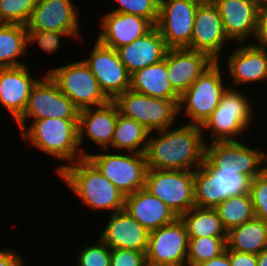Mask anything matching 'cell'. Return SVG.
<instances>
[{
  "label": "cell",
  "mask_w": 267,
  "mask_h": 266,
  "mask_svg": "<svg viewBox=\"0 0 267 266\" xmlns=\"http://www.w3.org/2000/svg\"><path fill=\"white\" fill-rule=\"evenodd\" d=\"M182 122V126L179 122L150 132L145 152L147 168L194 171L203 165L206 142L201 127Z\"/></svg>",
  "instance_id": "6da1fadb"
},
{
  "label": "cell",
  "mask_w": 267,
  "mask_h": 266,
  "mask_svg": "<svg viewBox=\"0 0 267 266\" xmlns=\"http://www.w3.org/2000/svg\"><path fill=\"white\" fill-rule=\"evenodd\" d=\"M16 124L20 128L19 138L24 142L23 147H36L35 150L54 160L65 162L56 165V174L67 165L84 158L78 142V118H46Z\"/></svg>",
  "instance_id": "7a4b0ae2"
},
{
  "label": "cell",
  "mask_w": 267,
  "mask_h": 266,
  "mask_svg": "<svg viewBox=\"0 0 267 266\" xmlns=\"http://www.w3.org/2000/svg\"><path fill=\"white\" fill-rule=\"evenodd\" d=\"M56 175L89 210L111 214L125 208V195L87 157L67 165Z\"/></svg>",
  "instance_id": "3957f363"
},
{
  "label": "cell",
  "mask_w": 267,
  "mask_h": 266,
  "mask_svg": "<svg viewBox=\"0 0 267 266\" xmlns=\"http://www.w3.org/2000/svg\"><path fill=\"white\" fill-rule=\"evenodd\" d=\"M244 89L228 87L222 95L217 108L200 126L206 144L209 141L246 140L247 138H243V136L249 130H253L251 129V127H254L252 124L260 123L256 119L258 115L256 114L257 109L254 107V100L252 101L250 98L249 95L251 94L248 93V89L246 90V87ZM206 131L209 134H206Z\"/></svg>",
  "instance_id": "277c9868"
},
{
  "label": "cell",
  "mask_w": 267,
  "mask_h": 266,
  "mask_svg": "<svg viewBox=\"0 0 267 266\" xmlns=\"http://www.w3.org/2000/svg\"><path fill=\"white\" fill-rule=\"evenodd\" d=\"M222 69L223 67L221 68L220 63L216 61L180 95L179 118L182 116L186 119L187 117L186 123L201 126L214 112L222 95L229 87L226 81L228 79Z\"/></svg>",
  "instance_id": "5b68a950"
},
{
  "label": "cell",
  "mask_w": 267,
  "mask_h": 266,
  "mask_svg": "<svg viewBox=\"0 0 267 266\" xmlns=\"http://www.w3.org/2000/svg\"><path fill=\"white\" fill-rule=\"evenodd\" d=\"M250 180L234 167L214 168L206 160L194 170L195 206L215 208L229 196L249 192Z\"/></svg>",
  "instance_id": "8992f818"
},
{
  "label": "cell",
  "mask_w": 267,
  "mask_h": 266,
  "mask_svg": "<svg viewBox=\"0 0 267 266\" xmlns=\"http://www.w3.org/2000/svg\"><path fill=\"white\" fill-rule=\"evenodd\" d=\"M98 151V154L88 151L87 158L125 196L145 188L147 172L145 154L115 152L109 149H100Z\"/></svg>",
  "instance_id": "52a82bcc"
},
{
  "label": "cell",
  "mask_w": 267,
  "mask_h": 266,
  "mask_svg": "<svg viewBox=\"0 0 267 266\" xmlns=\"http://www.w3.org/2000/svg\"><path fill=\"white\" fill-rule=\"evenodd\" d=\"M64 64L50 67L45 74L50 76L79 110L99 107L110 101L82 59Z\"/></svg>",
  "instance_id": "ba28073f"
},
{
  "label": "cell",
  "mask_w": 267,
  "mask_h": 266,
  "mask_svg": "<svg viewBox=\"0 0 267 266\" xmlns=\"http://www.w3.org/2000/svg\"><path fill=\"white\" fill-rule=\"evenodd\" d=\"M113 102L119 114L137 121L150 132L164 130L178 124L176 122L179 121V100L155 98L127 90L118 95Z\"/></svg>",
  "instance_id": "9c48e42d"
},
{
  "label": "cell",
  "mask_w": 267,
  "mask_h": 266,
  "mask_svg": "<svg viewBox=\"0 0 267 266\" xmlns=\"http://www.w3.org/2000/svg\"><path fill=\"white\" fill-rule=\"evenodd\" d=\"M145 189L165 203L177 217L195 206L194 171L147 168Z\"/></svg>",
  "instance_id": "30bf717a"
},
{
  "label": "cell",
  "mask_w": 267,
  "mask_h": 266,
  "mask_svg": "<svg viewBox=\"0 0 267 266\" xmlns=\"http://www.w3.org/2000/svg\"><path fill=\"white\" fill-rule=\"evenodd\" d=\"M233 45L235 47L230 51L232 53H225L224 58L222 57L218 61L221 67H224L225 76L227 78L229 76L228 79H231L228 80L231 82V84L228 82V86L243 89L242 87L246 85H248L247 88L251 85L256 87L261 83L260 88H263L267 73V48L258 47L252 43Z\"/></svg>",
  "instance_id": "8fae6325"
},
{
  "label": "cell",
  "mask_w": 267,
  "mask_h": 266,
  "mask_svg": "<svg viewBox=\"0 0 267 266\" xmlns=\"http://www.w3.org/2000/svg\"><path fill=\"white\" fill-rule=\"evenodd\" d=\"M214 141L205 147V160L214 168L232 166L250 181L265 170L266 149L250 141ZM210 143V144H209ZM263 150H262V149Z\"/></svg>",
  "instance_id": "7c38bea8"
},
{
  "label": "cell",
  "mask_w": 267,
  "mask_h": 266,
  "mask_svg": "<svg viewBox=\"0 0 267 266\" xmlns=\"http://www.w3.org/2000/svg\"><path fill=\"white\" fill-rule=\"evenodd\" d=\"M40 76L41 78L31 89L23 114L14 123H27L46 118H79L80 110L50 76L45 73Z\"/></svg>",
  "instance_id": "4fadbf2b"
},
{
  "label": "cell",
  "mask_w": 267,
  "mask_h": 266,
  "mask_svg": "<svg viewBox=\"0 0 267 266\" xmlns=\"http://www.w3.org/2000/svg\"><path fill=\"white\" fill-rule=\"evenodd\" d=\"M93 42L90 52L82 60L97 79L105 96L113 101L118 95L130 90L131 75L121 61L117 50L102 44L96 38Z\"/></svg>",
  "instance_id": "5bb4252c"
},
{
  "label": "cell",
  "mask_w": 267,
  "mask_h": 266,
  "mask_svg": "<svg viewBox=\"0 0 267 266\" xmlns=\"http://www.w3.org/2000/svg\"><path fill=\"white\" fill-rule=\"evenodd\" d=\"M188 244L187 228L180 217L150 231L145 252L147 266H187Z\"/></svg>",
  "instance_id": "9a60e30c"
},
{
  "label": "cell",
  "mask_w": 267,
  "mask_h": 266,
  "mask_svg": "<svg viewBox=\"0 0 267 266\" xmlns=\"http://www.w3.org/2000/svg\"><path fill=\"white\" fill-rule=\"evenodd\" d=\"M199 0H168L159 6L155 27L168 49L188 48Z\"/></svg>",
  "instance_id": "2e32d148"
},
{
  "label": "cell",
  "mask_w": 267,
  "mask_h": 266,
  "mask_svg": "<svg viewBox=\"0 0 267 266\" xmlns=\"http://www.w3.org/2000/svg\"><path fill=\"white\" fill-rule=\"evenodd\" d=\"M74 0H37L32 15L26 24L27 30H51L67 33L80 44L84 38L81 31L80 10ZM81 25V27H80ZM81 41V42H80Z\"/></svg>",
  "instance_id": "e0dca14e"
},
{
  "label": "cell",
  "mask_w": 267,
  "mask_h": 266,
  "mask_svg": "<svg viewBox=\"0 0 267 266\" xmlns=\"http://www.w3.org/2000/svg\"><path fill=\"white\" fill-rule=\"evenodd\" d=\"M231 44L233 43L225 34L217 7L212 1L201 2L196 11L191 43L187 49L206 53L214 61H219L229 51L227 46L232 49Z\"/></svg>",
  "instance_id": "ac0fdd59"
},
{
  "label": "cell",
  "mask_w": 267,
  "mask_h": 266,
  "mask_svg": "<svg viewBox=\"0 0 267 266\" xmlns=\"http://www.w3.org/2000/svg\"><path fill=\"white\" fill-rule=\"evenodd\" d=\"M119 110L113 101L107 104L80 110L78 118V142L83 157L88 156L86 139L99 150L109 149ZM101 147V148H100ZM86 149V150H85Z\"/></svg>",
  "instance_id": "d6986e66"
},
{
  "label": "cell",
  "mask_w": 267,
  "mask_h": 266,
  "mask_svg": "<svg viewBox=\"0 0 267 266\" xmlns=\"http://www.w3.org/2000/svg\"><path fill=\"white\" fill-rule=\"evenodd\" d=\"M217 7L227 38L234 44L251 43L259 7L250 0H211Z\"/></svg>",
  "instance_id": "ffe728a7"
},
{
  "label": "cell",
  "mask_w": 267,
  "mask_h": 266,
  "mask_svg": "<svg viewBox=\"0 0 267 266\" xmlns=\"http://www.w3.org/2000/svg\"><path fill=\"white\" fill-rule=\"evenodd\" d=\"M98 24L100 31L94 38L115 50L144 36L154 27L148 19L113 11L102 14Z\"/></svg>",
  "instance_id": "44dd1931"
},
{
  "label": "cell",
  "mask_w": 267,
  "mask_h": 266,
  "mask_svg": "<svg viewBox=\"0 0 267 266\" xmlns=\"http://www.w3.org/2000/svg\"><path fill=\"white\" fill-rule=\"evenodd\" d=\"M31 69L28 64L0 68V104L13 122L23 114L31 89L41 78L32 75Z\"/></svg>",
  "instance_id": "7402d4cb"
},
{
  "label": "cell",
  "mask_w": 267,
  "mask_h": 266,
  "mask_svg": "<svg viewBox=\"0 0 267 266\" xmlns=\"http://www.w3.org/2000/svg\"><path fill=\"white\" fill-rule=\"evenodd\" d=\"M104 227L99 232V238L110 249H133L146 252L149 231L139 224L125 210L107 215ZM107 223V224H106Z\"/></svg>",
  "instance_id": "603a6c76"
},
{
  "label": "cell",
  "mask_w": 267,
  "mask_h": 266,
  "mask_svg": "<svg viewBox=\"0 0 267 266\" xmlns=\"http://www.w3.org/2000/svg\"><path fill=\"white\" fill-rule=\"evenodd\" d=\"M215 62L208 54L200 51L187 48L168 49L166 65L172 88L181 95Z\"/></svg>",
  "instance_id": "cb8c5ba5"
},
{
  "label": "cell",
  "mask_w": 267,
  "mask_h": 266,
  "mask_svg": "<svg viewBox=\"0 0 267 266\" xmlns=\"http://www.w3.org/2000/svg\"><path fill=\"white\" fill-rule=\"evenodd\" d=\"M124 210L149 232L178 218L165 203L145 188L125 196Z\"/></svg>",
  "instance_id": "d4e9b609"
},
{
  "label": "cell",
  "mask_w": 267,
  "mask_h": 266,
  "mask_svg": "<svg viewBox=\"0 0 267 266\" xmlns=\"http://www.w3.org/2000/svg\"><path fill=\"white\" fill-rule=\"evenodd\" d=\"M168 48L154 26L144 36L117 49L121 61L131 75L137 70L161 62Z\"/></svg>",
  "instance_id": "484cf974"
},
{
  "label": "cell",
  "mask_w": 267,
  "mask_h": 266,
  "mask_svg": "<svg viewBox=\"0 0 267 266\" xmlns=\"http://www.w3.org/2000/svg\"><path fill=\"white\" fill-rule=\"evenodd\" d=\"M130 90L166 100H179L180 97L172 88L168 79L166 55L161 62L144 67L131 74Z\"/></svg>",
  "instance_id": "4316f807"
},
{
  "label": "cell",
  "mask_w": 267,
  "mask_h": 266,
  "mask_svg": "<svg viewBox=\"0 0 267 266\" xmlns=\"http://www.w3.org/2000/svg\"><path fill=\"white\" fill-rule=\"evenodd\" d=\"M227 248L242 253L259 254L267 248V223L257 217L227 232Z\"/></svg>",
  "instance_id": "83f0119b"
},
{
  "label": "cell",
  "mask_w": 267,
  "mask_h": 266,
  "mask_svg": "<svg viewBox=\"0 0 267 266\" xmlns=\"http://www.w3.org/2000/svg\"><path fill=\"white\" fill-rule=\"evenodd\" d=\"M29 49L26 25H0V68L29 64L27 61H22L21 59H25L32 54L30 53L31 49Z\"/></svg>",
  "instance_id": "f1b7e54d"
},
{
  "label": "cell",
  "mask_w": 267,
  "mask_h": 266,
  "mask_svg": "<svg viewBox=\"0 0 267 266\" xmlns=\"http://www.w3.org/2000/svg\"><path fill=\"white\" fill-rule=\"evenodd\" d=\"M149 135L143 125L118 114L109 150L145 154Z\"/></svg>",
  "instance_id": "f546056e"
},
{
  "label": "cell",
  "mask_w": 267,
  "mask_h": 266,
  "mask_svg": "<svg viewBox=\"0 0 267 266\" xmlns=\"http://www.w3.org/2000/svg\"><path fill=\"white\" fill-rule=\"evenodd\" d=\"M185 223L189 238L227 237L216 210L194 206L181 217Z\"/></svg>",
  "instance_id": "4dcf8cb0"
},
{
  "label": "cell",
  "mask_w": 267,
  "mask_h": 266,
  "mask_svg": "<svg viewBox=\"0 0 267 266\" xmlns=\"http://www.w3.org/2000/svg\"><path fill=\"white\" fill-rule=\"evenodd\" d=\"M221 219L222 226L228 232L255 217L249 192L229 196L214 208Z\"/></svg>",
  "instance_id": "1f68e13d"
},
{
  "label": "cell",
  "mask_w": 267,
  "mask_h": 266,
  "mask_svg": "<svg viewBox=\"0 0 267 266\" xmlns=\"http://www.w3.org/2000/svg\"><path fill=\"white\" fill-rule=\"evenodd\" d=\"M227 237L189 238L187 266L199 264L220 256L225 252Z\"/></svg>",
  "instance_id": "d6a6232c"
},
{
  "label": "cell",
  "mask_w": 267,
  "mask_h": 266,
  "mask_svg": "<svg viewBox=\"0 0 267 266\" xmlns=\"http://www.w3.org/2000/svg\"><path fill=\"white\" fill-rule=\"evenodd\" d=\"M37 0H0V19L3 24L26 25Z\"/></svg>",
  "instance_id": "836d02e7"
},
{
  "label": "cell",
  "mask_w": 267,
  "mask_h": 266,
  "mask_svg": "<svg viewBox=\"0 0 267 266\" xmlns=\"http://www.w3.org/2000/svg\"><path fill=\"white\" fill-rule=\"evenodd\" d=\"M96 239L78 250L74 266H110L111 249L99 237Z\"/></svg>",
  "instance_id": "e575fe53"
},
{
  "label": "cell",
  "mask_w": 267,
  "mask_h": 266,
  "mask_svg": "<svg viewBox=\"0 0 267 266\" xmlns=\"http://www.w3.org/2000/svg\"><path fill=\"white\" fill-rule=\"evenodd\" d=\"M63 38V39H62ZM65 38H71L67 33L47 30H27L28 47L33 44L38 46V49L47 53L50 56L61 49V43H64ZM37 43V44H36Z\"/></svg>",
  "instance_id": "d590c367"
},
{
  "label": "cell",
  "mask_w": 267,
  "mask_h": 266,
  "mask_svg": "<svg viewBox=\"0 0 267 266\" xmlns=\"http://www.w3.org/2000/svg\"><path fill=\"white\" fill-rule=\"evenodd\" d=\"M117 3L110 11L133 14L148 19L154 26L158 20L159 7L153 0H112Z\"/></svg>",
  "instance_id": "8d00e7d4"
},
{
  "label": "cell",
  "mask_w": 267,
  "mask_h": 266,
  "mask_svg": "<svg viewBox=\"0 0 267 266\" xmlns=\"http://www.w3.org/2000/svg\"><path fill=\"white\" fill-rule=\"evenodd\" d=\"M249 193L251 196L255 217L267 223V171L250 181Z\"/></svg>",
  "instance_id": "74e56055"
},
{
  "label": "cell",
  "mask_w": 267,
  "mask_h": 266,
  "mask_svg": "<svg viewBox=\"0 0 267 266\" xmlns=\"http://www.w3.org/2000/svg\"><path fill=\"white\" fill-rule=\"evenodd\" d=\"M110 266H147L145 252L133 249H111Z\"/></svg>",
  "instance_id": "f35d334b"
},
{
  "label": "cell",
  "mask_w": 267,
  "mask_h": 266,
  "mask_svg": "<svg viewBox=\"0 0 267 266\" xmlns=\"http://www.w3.org/2000/svg\"><path fill=\"white\" fill-rule=\"evenodd\" d=\"M251 43L267 48V4L259 7L256 31Z\"/></svg>",
  "instance_id": "ab89813d"
},
{
  "label": "cell",
  "mask_w": 267,
  "mask_h": 266,
  "mask_svg": "<svg viewBox=\"0 0 267 266\" xmlns=\"http://www.w3.org/2000/svg\"><path fill=\"white\" fill-rule=\"evenodd\" d=\"M22 254V255H21ZM15 248H0V266H24L25 256Z\"/></svg>",
  "instance_id": "60d3db41"
},
{
  "label": "cell",
  "mask_w": 267,
  "mask_h": 266,
  "mask_svg": "<svg viewBox=\"0 0 267 266\" xmlns=\"http://www.w3.org/2000/svg\"><path fill=\"white\" fill-rule=\"evenodd\" d=\"M229 255L231 266H257V255L250 253H242L234 250H225Z\"/></svg>",
  "instance_id": "b9f144b4"
},
{
  "label": "cell",
  "mask_w": 267,
  "mask_h": 266,
  "mask_svg": "<svg viewBox=\"0 0 267 266\" xmlns=\"http://www.w3.org/2000/svg\"><path fill=\"white\" fill-rule=\"evenodd\" d=\"M198 266H231L229 255L225 251L220 256L199 264Z\"/></svg>",
  "instance_id": "7bdbcfd3"
},
{
  "label": "cell",
  "mask_w": 267,
  "mask_h": 266,
  "mask_svg": "<svg viewBox=\"0 0 267 266\" xmlns=\"http://www.w3.org/2000/svg\"><path fill=\"white\" fill-rule=\"evenodd\" d=\"M257 266H267V248L257 254Z\"/></svg>",
  "instance_id": "ee69618b"
},
{
  "label": "cell",
  "mask_w": 267,
  "mask_h": 266,
  "mask_svg": "<svg viewBox=\"0 0 267 266\" xmlns=\"http://www.w3.org/2000/svg\"><path fill=\"white\" fill-rule=\"evenodd\" d=\"M250 1H253L258 6H263V5L267 4V0H250Z\"/></svg>",
  "instance_id": "f6af8a7d"
},
{
  "label": "cell",
  "mask_w": 267,
  "mask_h": 266,
  "mask_svg": "<svg viewBox=\"0 0 267 266\" xmlns=\"http://www.w3.org/2000/svg\"><path fill=\"white\" fill-rule=\"evenodd\" d=\"M157 5L158 7L161 6L163 3L167 2L168 0H153Z\"/></svg>",
  "instance_id": "bcb514c9"
},
{
  "label": "cell",
  "mask_w": 267,
  "mask_h": 266,
  "mask_svg": "<svg viewBox=\"0 0 267 266\" xmlns=\"http://www.w3.org/2000/svg\"><path fill=\"white\" fill-rule=\"evenodd\" d=\"M267 85V73H266V78H265V81H264V84L263 85ZM265 85L264 89H267V86Z\"/></svg>",
  "instance_id": "7dc6e473"
},
{
  "label": "cell",
  "mask_w": 267,
  "mask_h": 266,
  "mask_svg": "<svg viewBox=\"0 0 267 266\" xmlns=\"http://www.w3.org/2000/svg\"><path fill=\"white\" fill-rule=\"evenodd\" d=\"M265 164H267V151H266V157H265Z\"/></svg>",
  "instance_id": "c3c4849f"
},
{
  "label": "cell",
  "mask_w": 267,
  "mask_h": 266,
  "mask_svg": "<svg viewBox=\"0 0 267 266\" xmlns=\"http://www.w3.org/2000/svg\"><path fill=\"white\" fill-rule=\"evenodd\" d=\"M201 2H208V1H211V0H199Z\"/></svg>",
  "instance_id": "681fc988"
}]
</instances>
